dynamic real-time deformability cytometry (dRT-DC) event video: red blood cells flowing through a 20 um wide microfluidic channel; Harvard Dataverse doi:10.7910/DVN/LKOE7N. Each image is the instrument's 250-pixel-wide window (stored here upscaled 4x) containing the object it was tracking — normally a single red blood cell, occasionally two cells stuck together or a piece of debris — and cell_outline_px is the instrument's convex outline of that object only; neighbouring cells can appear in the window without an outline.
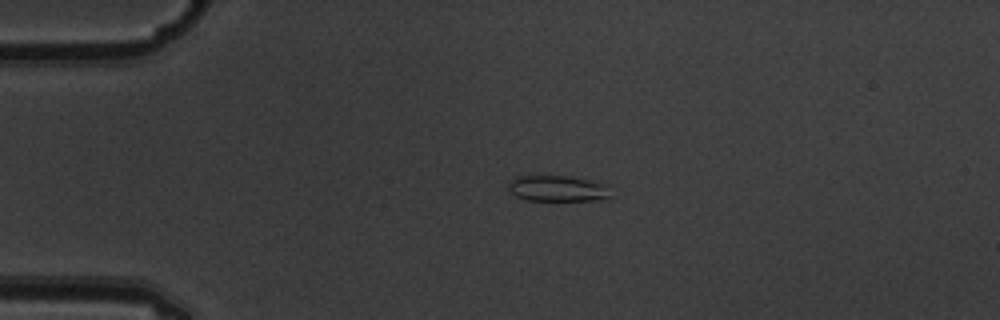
{"species": "common noctule bat (a hibernating species)", "species_latin": "Nyctalus noctula", "temperature_condition": "warm", "stored_images_in_passage": 2, "camera_frame_rate_fps": 3000, "um_per_image_px": 0.085, "animal": {"sex": "male", "body_mass_g": 19.5, "forearm_length_mm": 54.6}, "frame": {"image": 1, "passage_image": 1, "time_ms": 0.0, "image_size_px": [1000, 320], "cell_outline_px": [[612, 184], [608, 200], [528, 200], [516, 196], [508, 188], [508, 184], [516, 176], [568, 176]], "centroid_in_image_um": [47.5, 16.02], "position_along_channel_um": 37.5, "area_um2": 15.66}}